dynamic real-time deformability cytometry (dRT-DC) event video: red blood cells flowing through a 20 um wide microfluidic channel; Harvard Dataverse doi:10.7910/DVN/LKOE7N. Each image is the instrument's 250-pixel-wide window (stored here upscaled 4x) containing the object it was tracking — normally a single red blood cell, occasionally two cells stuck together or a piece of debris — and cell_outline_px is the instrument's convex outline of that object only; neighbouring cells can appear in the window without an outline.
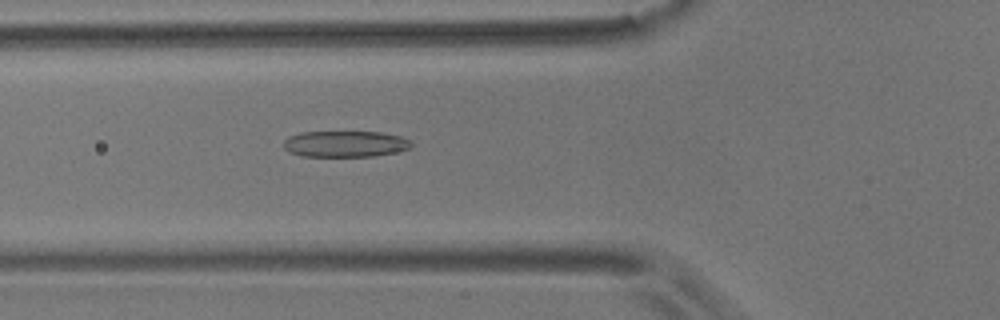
{"species": "common noctule bat (a hibernating species)", "species_latin": "Nyctalus noctula", "temperature_condition": "room temperature", "stored_images_in_passage": 50, "camera_frame_rate_fps": 3000, "um_per_image_px": 0.085, "animal": {"sex": "male", "body_mass_g": 17.9}, "frame": {"image": 1, "passage_image": 19, "time_ms": 6.0, "image_size_px": [1000, 320], "cell_outline_px": [[412, 148], [396, 152], [372, 156], [300, 156], [288, 152], [284, 148], [284, 140], [288, 136], [300, 132], [380, 132], [400, 136], [408, 140], [412, 144]], "centroid_in_image_um": [29.31, 12.23], "position_along_channel_um": 96.5, "area_um2": 19.54}}
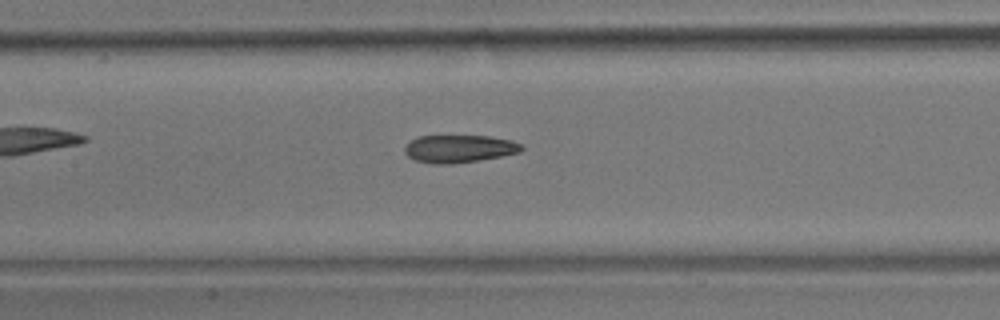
{"frame": {"image": 2, "passage_image": 25, "time_ms": 8.0, "image_size_px": [1000, 320], "cell_outline_px": [[524, 148], [520, 152], [500, 156], [452, 164], [432, 164], [416, 160], [408, 156], [404, 152], [404, 148], [412, 140], [420, 136], [488, 136], [512, 140], [520, 144]], "centroid_in_image_um": [39.03, 12.64], "position_along_channel_um": 168.4, "area_um2": 18.61}}
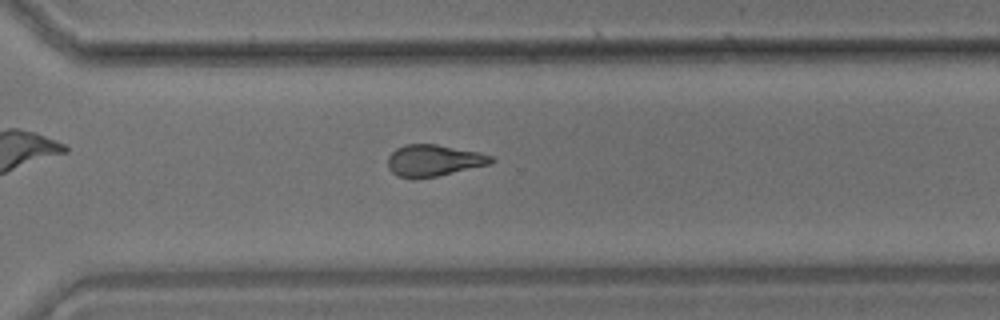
{"frame": {"image": 3, "passage_image": 39, "time_ms": 12.667, "image_size_px": [1000, 320], "cell_outline_px": [[496, 160], [488, 164], [436, 176], [396, 176], [388, 168], [388, 156], [396, 148], [404, 144], [436, 144], [476, 152], [492, 156]], "centroid_in_image_um": [36.83, 13.61], "position_along_channel_um": 333.8, "area_um2": 18.38}, "authors_computed_cell_mechanics": {"area_um2": 19.5653, "velocity_mm_per_s": 3.5607, "shape_relaxation_time_tau1_ms": 11.3519, "shape_relaxation_time_tau2_ms": 2.6473, "deformation_change_tau1": 0.2385, "deformation_change_tau2": 0.116}}